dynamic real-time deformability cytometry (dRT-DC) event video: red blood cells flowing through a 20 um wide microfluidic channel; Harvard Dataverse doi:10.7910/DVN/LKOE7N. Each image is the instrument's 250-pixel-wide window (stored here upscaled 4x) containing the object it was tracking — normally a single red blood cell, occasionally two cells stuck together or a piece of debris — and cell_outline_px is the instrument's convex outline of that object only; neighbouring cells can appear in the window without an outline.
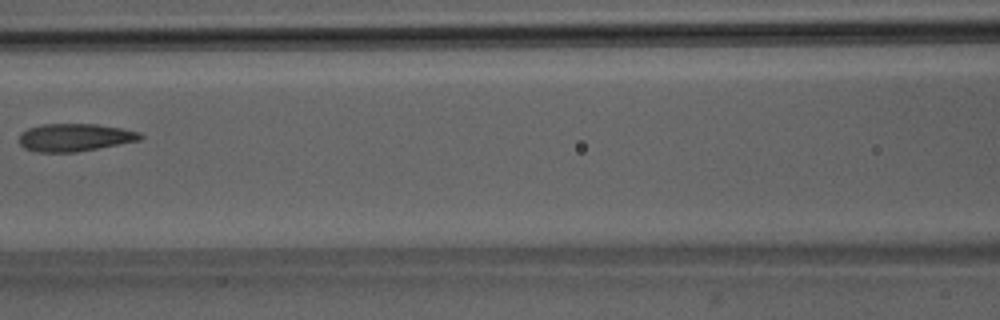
{"species": "Egyptian fruit bat (a non-hibernating species)", "species_latin": "Rousettus aegyptiacus", "temperature_condition": "room temperature", "stored_images_in_passage": 6, "camera_frame_rate_fps": 3000, "um_per_image_px": 0.085, "animal": {"sex": "male"}, "frame": {"image": 1, "passage_image": 5, "time_ms": 4.667, "image_size_px": [1000, 320], "cell_outline_px": [[144, 136], [140, 140], [76, 152], [40, 152], [24, 148], [16, 140], [20, 132], [28, 128], [44, 124], [96, 124], [120, 128], [140, 132]], "centroid_in_image_um": [6.31, 11.68], "position_along_channel_um": 160.3, "area_um2": 19.59}}